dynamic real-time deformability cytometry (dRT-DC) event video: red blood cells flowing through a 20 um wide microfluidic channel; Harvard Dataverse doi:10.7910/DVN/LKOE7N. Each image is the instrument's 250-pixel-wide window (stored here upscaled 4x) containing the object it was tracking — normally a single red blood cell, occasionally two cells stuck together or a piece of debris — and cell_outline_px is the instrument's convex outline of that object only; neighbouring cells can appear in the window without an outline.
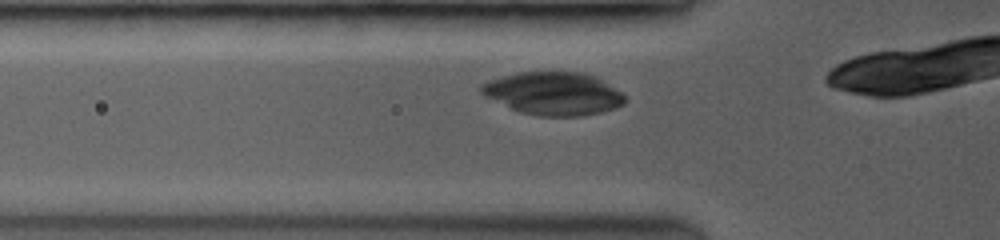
{"species": "common noctule bat (a hibernating species)", "species_latin": "Nyctalus noctula", "temperature_condition": "room temperature", "stored_images_in_passage": 11, "camera_frame_rate_fps": 3500, "um_per_image_px": 0.085, "animal": {"sex": "female", "body_mass_g": 19.0, "forearm_length_mm": 53.3}, "frame": {"image": 1, "passage_image": 6, "time_ms": 1.143, "image_size_px": [1000, 240], "cell_outline_px": [[624, 104], [600, 112], [580, 116], [540, 116], [520, 112], [484, 96], [480, 92], [480, 84], [488, 80], [516, 72], [580, 72], [596, 76], [620, 92], [624, 96]], "centroid_in_image_um": [46.99, 7.94], "position_along_channel_um": 78.8, "area_um2": 35.72}}
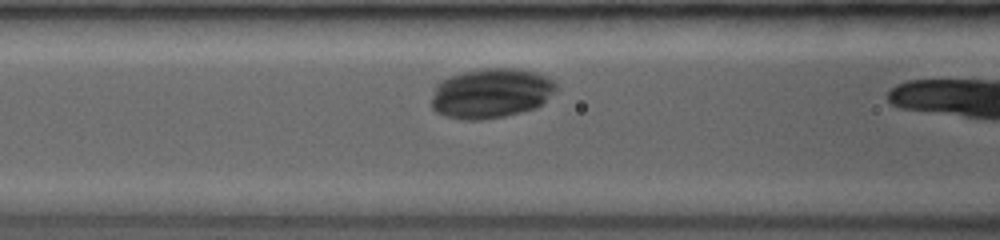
{"frame": {"image": 2, "passage_image": 10, "time_ms": 2.286, "image_size_px": [1000, 240], "cell_outline_px": [[556, 88], [540, 104], [532, 108], [504, 116], [480, 120], [468, 120], [448, 116], [436, 112], [432, 108], [432, 100], [436, 84], [440, 80], [464, 72], [484, 68], [516, 68], [536, 72], [548, 76], [556, 84]], "centroid_in_image_um": [41.71, 7.91], "position_along_channel_um": 124.9, "area_um2": 35.66}}